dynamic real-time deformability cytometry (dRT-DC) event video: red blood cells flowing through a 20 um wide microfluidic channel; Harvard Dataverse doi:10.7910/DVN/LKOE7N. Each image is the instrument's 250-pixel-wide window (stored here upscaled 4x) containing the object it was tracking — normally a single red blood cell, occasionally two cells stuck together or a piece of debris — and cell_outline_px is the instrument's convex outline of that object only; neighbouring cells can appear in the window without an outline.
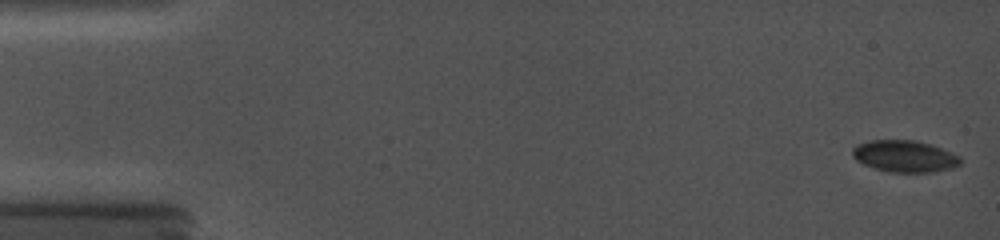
{"species": "common noctule bat (a hibernating species)", "species_latin": "Nyctalus noctula", "temperature_condition": "cold", "stored_images_in_passage": 32, "camera_frame_rate_fps": 5000, "um_per_image_px": 0.085, "animal": {"sex": "female", "body_mass_g": 19.0, "forearm_length_mm": 56.7}, "frame": {"image": 1, "passage_image": 1, "time_ms": 0.0, "image_size_px": [1000, 240], "cell_outline_px": [[960, 164], [952, 168], [932, 172], [892, 172], [876, 168], [864, 164], [856, 160], [852, 156], [852, 148], [856, 144], [872, 140], [916, 140], [932, 144], [952, 152], [960, 156]], "centroid_in_image_um": [76.9, 13.26], "position_along_channel_um": 8.1, "area_um2": 20.0}}
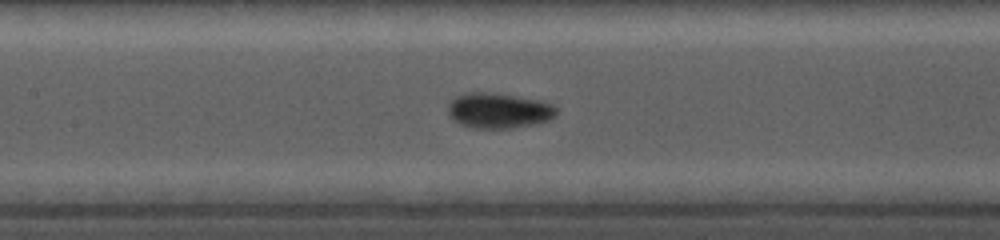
{"frame": {"image": 2, "passage_image": 15, "time_ms": 8.0, "image_size_px": [1000, 240], "cell_outline_px": [[560, 108], [556, 116], [548, 120], [532, 124], [512, 128], [472, 128], [460, 124], [452, 120], [448, 112], [448, 104], [456, 96], [468, 92], [492, 92], [536, 100], [552, 104]], "centroid_in_image_um": [42.38, 9.4], "position_along_channel_um": 165.0, "area_um2": 22.37}}
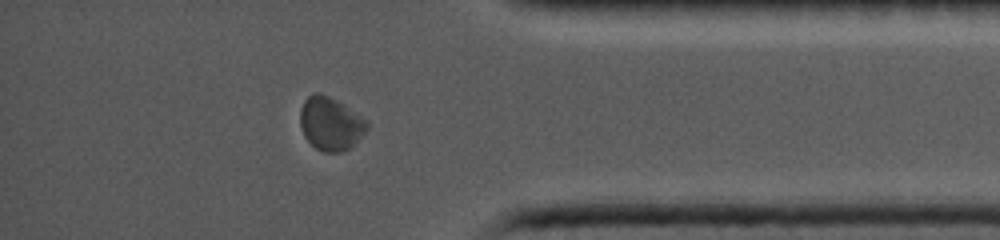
{"frame": {"image": 3, "passage_image": 28, "time_ms": 14.6, "image_size_px": [1000, 240], "cell_outline_px": [[368, 128], [352, 148], [344, 152], [324, 152], [316, 148], [304, 136], [300, 124], [300, 108], [304, 100], [308, 96], [316, 92], [320, 92], [336, 100], [368, 120]], "centroid_in_image_um": [28.11, 10.52], "position_along_channel_um": 407.1, "area_um2": 20.87}}